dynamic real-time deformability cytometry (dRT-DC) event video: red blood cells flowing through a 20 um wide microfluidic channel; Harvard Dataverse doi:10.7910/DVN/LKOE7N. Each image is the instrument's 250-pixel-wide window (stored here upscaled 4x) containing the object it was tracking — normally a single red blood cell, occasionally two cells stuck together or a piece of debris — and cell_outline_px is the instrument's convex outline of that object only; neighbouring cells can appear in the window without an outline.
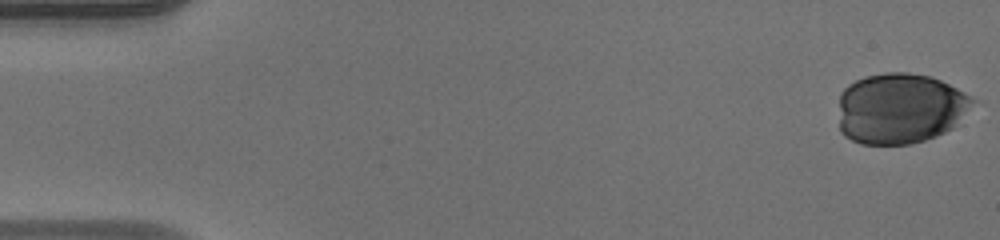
{"species": "human", "species_latin": "Homo sapiens", "temperature_condition": "warm", "stored_images_in_passage": 41, "camera_frame_rate_fps": 3000, "um_per_image_px": 0.085, "donor": {"sex": "male"}, "frame": {"image": 1, "passage_image": 1, "time_ms": 0.0, "image_size_px": [1000, 240], "cell_outline_px": [[976, 100], [952, 128], [936, 136], [924, 140], [908, 144], [860, 144], [844, 136], [840, 132], [840, 92], [848, 84], [864, 76], [884, 72], [908, 72], [932, 76], [964, 92]], "centroid_in_image_um": [76.48, 9.2], "position_along_channel_um": 8.5, "area_um2": 55.31}}
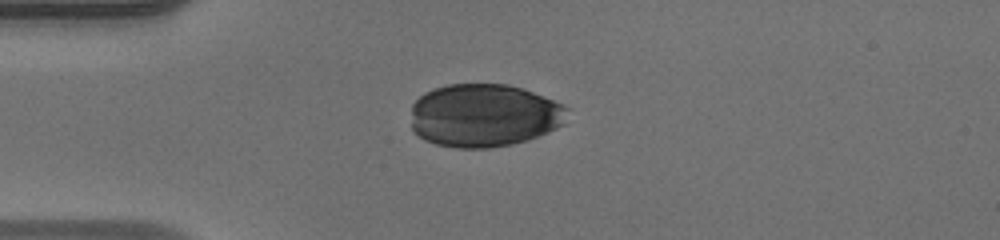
{"frame": {"image": 2, "passage_image": 13, "time_ms": 4.0, "image_size_px": [1000, 240], "cell_outline_px": [[568, 108], [564, 124], [556, 128], [528, 140], [512, 144], [488, 148], [456, 148], [436, 144], [424, 140], [412, 132], [412, 104], [424, 92], [448, 84], [508, 84], [524, 88], [564, 104]], "centroid_in_image_um": [41.14, 9.81], "position_along_channel_um": 43.9, "area_um2": 57.97}}
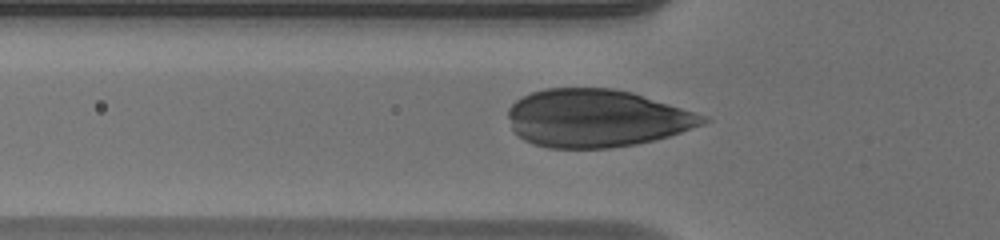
{"frame": {"image": 3, "passage_image": 17, "time_ms": 5.333, "image_size_px": [1000, 240], "cell_outline_px": [[712, 120], [704, 124], [656, 140], [636, 144], [608, 148], [548, 148], [532, 144], [516, 136], [512, 132], [508, 116], [508, 108], [516, 100], [532, 92], [544, 88], [612, 88], [632, 92], [708, 116]], "centroid_in_image_um": [50.68, 10.06], "position_along_channel_um": 75.1, "area_um2": 65.89}}